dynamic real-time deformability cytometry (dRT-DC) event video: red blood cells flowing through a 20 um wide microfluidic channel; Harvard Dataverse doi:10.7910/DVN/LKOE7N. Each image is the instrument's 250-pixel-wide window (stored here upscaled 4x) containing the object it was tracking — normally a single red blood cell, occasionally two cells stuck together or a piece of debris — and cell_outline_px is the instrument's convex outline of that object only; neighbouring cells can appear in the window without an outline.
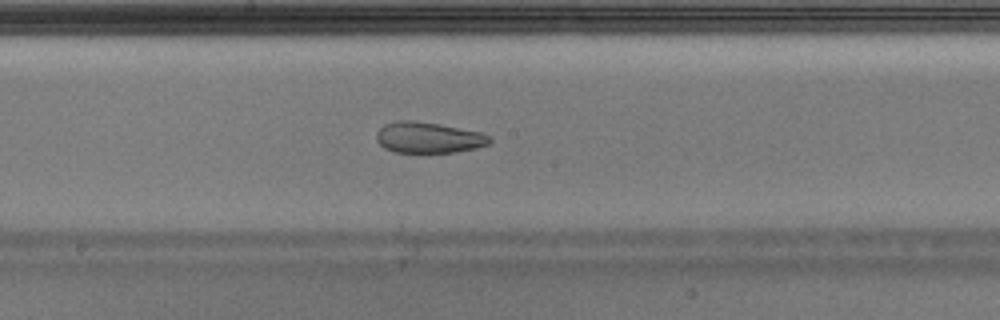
{"species": "Egyptian fruit bat (a non-hibernating species)", "species_latin": "Rousettus aegyptiacus", "temperature_condition": "warm", "stored_images_in_passage": 51, "camera_frame_rate_fps": 3000, "um_per_image_px": 0.085, "animal": {"sex": "male"}, "frame": {"image": 1, "passage_image": 28, "time_ms": 9.0, "image_size_px": [1000, 320], "cell_outline_px": [[492, 140], [488, 144], [476, 148], [456, 152], [396, 152], [384, 148], [376, 140], [376, 132], [384, 124], [400, 120], [416, 120], [440, 124], [480, 132], [488, 136]], "centroid_in_image_um": [36.39, 11.68], "position_along_channel_um": 211.8, "area_um2": 20.4}}
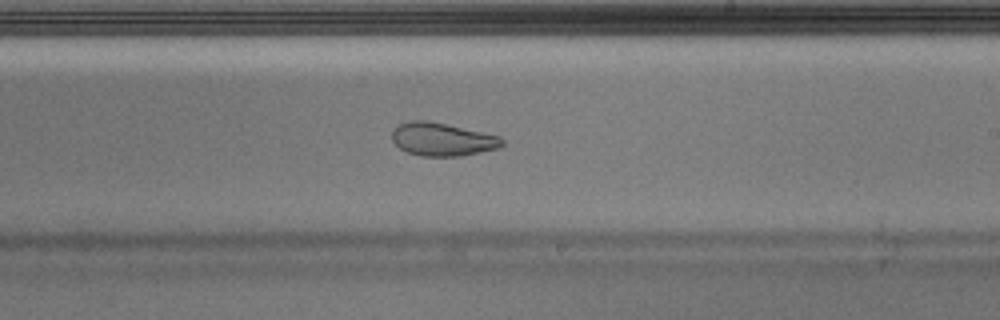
{"frame": {"image": 2, "passage_image": 31, "time_ms": 10.0, "image_size_px": [1000, 320], "cell_outline_px": [[504, 144], [496, 148], [460, 156], [420, 156], [408, 152], [400, 148], [392, 140], [392, 128], [408, 120], [428, 120], [500, 136], [504, 140]], "centroid_in_image_um": [37.55, 11.83], "position_along_channel_um": 251.4, "area_um2": 21.15}}
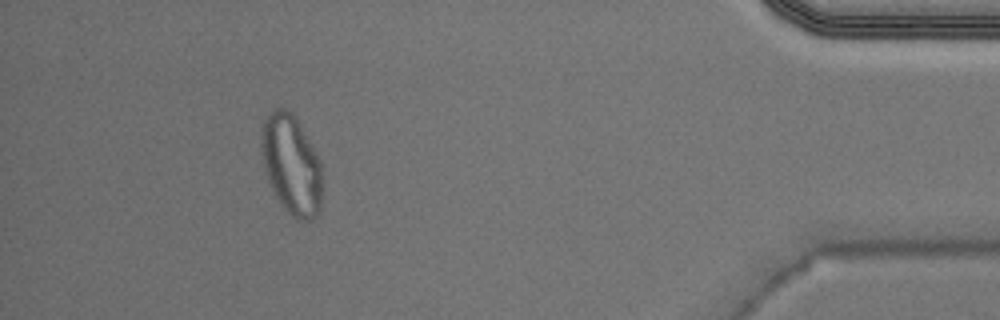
{"frame": {"image": 3, "passage_image": 47, "time_ms": 15.333, "image_size_px": [1000, 320], "cell_outline_px": [[320, 212], [316, 216], [308, 220], [296, 220], [284, 208], [276, 196], [268, 180], [260, 148], [260, 140], [264, 120], [276, 108], [284, 108], [292, 112], [316, 152], [320, 160]], "centroid_in_image_um": [24.75, 14.0], "position_along_channel_um": 410.4, "area_um2": 34.8}, "authors_computed_cell_mechanics": {"area_um2": 22.8888, "velocity_mm_per_s": 3.9792, "shape_relaxation_time_tau1_ms": null, "shape_relaxation_time_tau2_ms": 1.5358, "deformation_change_tau1": null, "deformation_change_tau2": 0.0685}}